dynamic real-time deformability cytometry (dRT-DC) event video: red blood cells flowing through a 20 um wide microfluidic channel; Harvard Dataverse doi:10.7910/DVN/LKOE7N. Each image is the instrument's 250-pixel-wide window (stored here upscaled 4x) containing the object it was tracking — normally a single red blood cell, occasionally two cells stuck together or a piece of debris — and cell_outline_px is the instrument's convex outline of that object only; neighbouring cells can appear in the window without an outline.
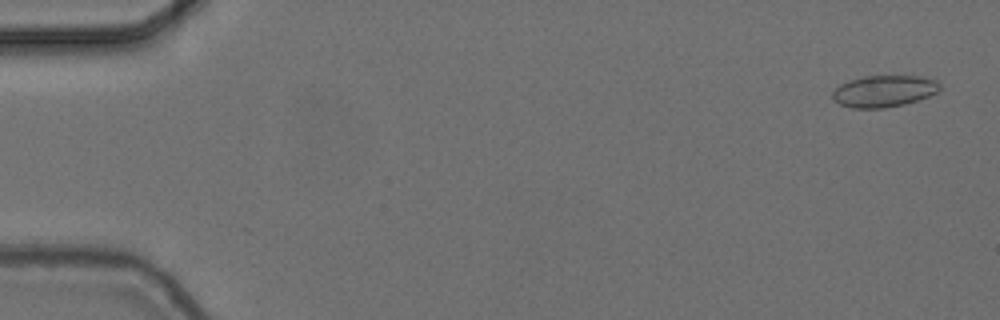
{"species": "common noctule bat (a hibernating species)", "species_latin": "Nyctalus noctula", "temperature_condition": "cold", "stored_images_in_passage": 5, "camera_frame_rate_fps": 3000, "um_per_image_px": 0.085, "animal": {"sex": "female", "body_mass_g": 24.6, "forearm_length_mm": 56.2}, "frame": {"image": 1, "passage_image": 1, "time_ms": 0.0, "image_size_px": [1000, 320], "cell_outline_px": [[940, 88], [936, 92], [928, 96], [904, 104], [884, 108], [852, 108], [840, 104], [832, 96], [832, 92], [840, 84], [848, 80], [864, 76], [920, 76], [936, 80], [940, 84]], "centroid_in_image_um": [75.12, 7.74], "position_along_channel_um": 9.9, "area_um2": 19.65}}
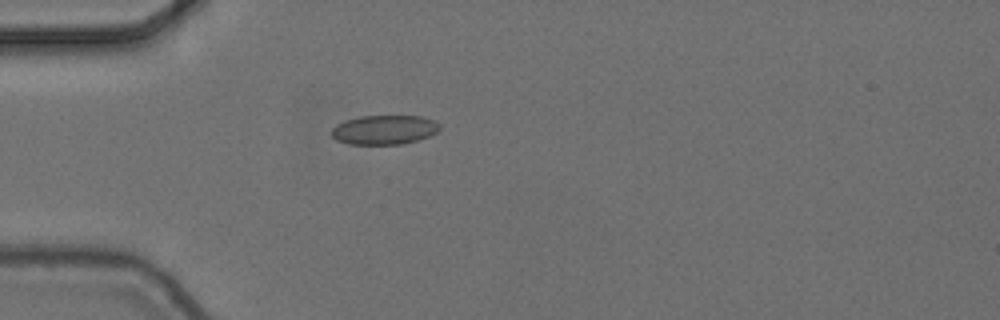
{"frame": {"image": 2, "passage_image": 5, "time_ms": 1.333, "image_size_px": [1000, 320], "cell_outline_px": [[440, 128], [436, 132], [428, 136], [416, 140], [400, 144], [348, 144], [336, 140], [332, 136], [332, 128], [336, 124], [344, 120], [360, 116], [420, 116], [436, 120], [440, 124]], "centroid_in_image_um": [32.65, 11.02], "position_along_channel_um": 52.4, "area_um2": 18.5}}